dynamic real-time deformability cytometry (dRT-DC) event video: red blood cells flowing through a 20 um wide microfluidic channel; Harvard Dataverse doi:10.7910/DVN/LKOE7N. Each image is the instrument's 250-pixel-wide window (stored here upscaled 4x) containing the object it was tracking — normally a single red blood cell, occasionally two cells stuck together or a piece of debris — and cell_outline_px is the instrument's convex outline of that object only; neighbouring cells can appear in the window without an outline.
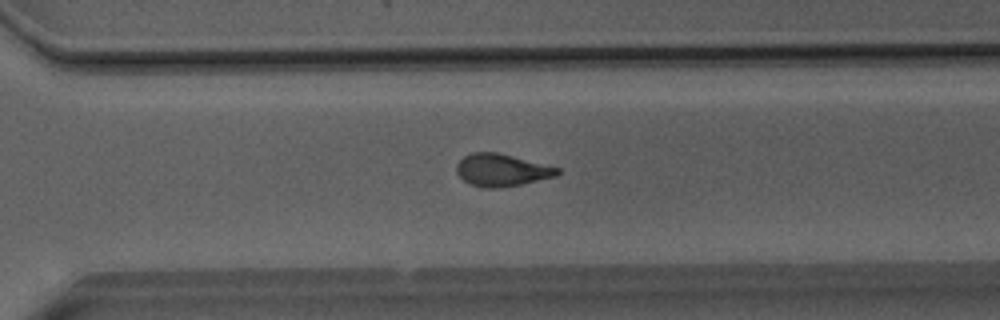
{"species": "Egyptian fruit bat (a non-hibernating species)", "species_latin": "Rousettus aegyptiacus", "temperature_condition": "room temperature", "stored_images_in_passage": 51, "camera_frame_rate_fps": 3000, "um_per_image_px": 0.085, "animal": {"sex": "male"}, "frame": {"image": 1, "passage_image": 36, "time_ms": 11.667, "image_size_px": [1000, 320], "cell_outline_px": [[560, 172], [556, 176], [520, 184], [500, 188], [484, 188], [472, 184], [464, 180], [456, 172], [456, 164], [464, 156], [472, 152], [496, 152], [560, 168]], "centroid_in_image_um": [42.62, 14.46], "position_along_channel_um": 328.0, "area_um2": 18.79}}
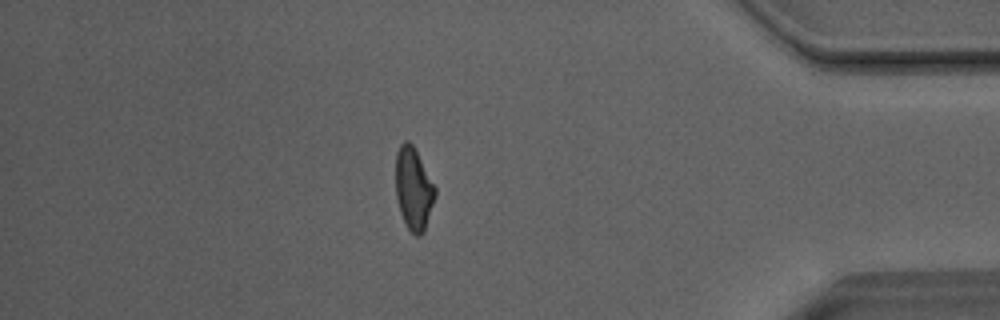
{"frame": {"image": 2, "passage_image": 44, "time_ms": 14.333, "image_size_px": [1000, 320], "cell_outline_px": [[436, 196], [424, 232], [420, 236], [416, 236], [408, 228], [400, 212], [396, 196], [396, 152], [400, 144], [404, 140], [408, 140], [412, 144], [436, 188]], "centroid_in_image_um": [35.15, 16.05], "position_along_channel_um": 400.0, "area_um2": 18.84}}
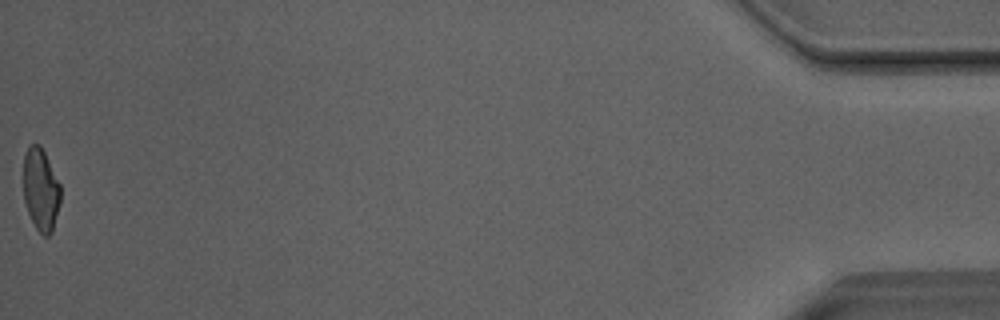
{"frame": {"image": 3, "passage_image": 51, "time_ms": 16.667, "image_size_px": [1000, 320], "cell_outline_px": [[60, 204], [52, 232], [48, 236], [44, 236], [36, 228], [28, 212], [24, 200], [24, 156], [28, 144], [40, 144], [60, 184]], "centroid_in_image_um": [3.47, 16.11], "position_along_channel_um": 431.7, "area_um2": 17.74}, "authors_computed_cell_mechanics": {"area_um2": 19.8254, "velocity_mm_per_s": 4.071, "shape_relaxation_time_tau1_ms": 7.7029, "shape_relaxation_time_tau2_ms": 1.2886, "deformation_change_tau1": 0.2155, "deformation_change_tau2": 0.0871}}